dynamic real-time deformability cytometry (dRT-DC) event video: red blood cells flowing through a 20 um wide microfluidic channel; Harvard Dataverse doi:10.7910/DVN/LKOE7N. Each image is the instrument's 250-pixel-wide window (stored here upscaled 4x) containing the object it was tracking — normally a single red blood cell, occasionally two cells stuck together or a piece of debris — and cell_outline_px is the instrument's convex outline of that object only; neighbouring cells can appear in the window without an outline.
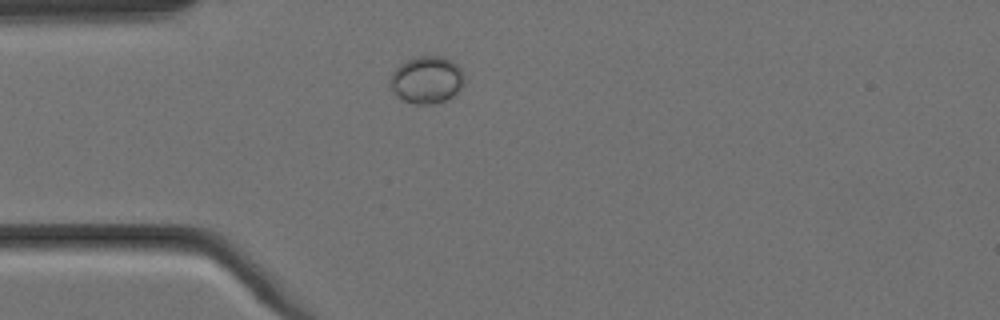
{"species": "Egyptian fruit bat (a non-hibernating species)", "species_latin": "Rousettus aegyptiacus", "temperature_condition": "cold", "stored_images_in_passage": 1, "camera_frame_rate_fps": 3000, "um_per_image_px": 0.085, "animal": {"sex": "female"}, "frame": {"image": 1, "passage_image": 1, "time_ms": 0.0, "image_size_px": [1000, 320], "cell_outline_px": [[464, 84], [452, 96], [444, 100], [432, 104], [416, 104], [400, 100], [392, 92], [392, 72], [400, 64], [416, 56], [444, 56], [452, 60], [460, 68], [464, 76]], "centroid_in_image_um": [36.28, 6.78], "position_along_channel_um": 48.7, "area_um2": 20.35}}